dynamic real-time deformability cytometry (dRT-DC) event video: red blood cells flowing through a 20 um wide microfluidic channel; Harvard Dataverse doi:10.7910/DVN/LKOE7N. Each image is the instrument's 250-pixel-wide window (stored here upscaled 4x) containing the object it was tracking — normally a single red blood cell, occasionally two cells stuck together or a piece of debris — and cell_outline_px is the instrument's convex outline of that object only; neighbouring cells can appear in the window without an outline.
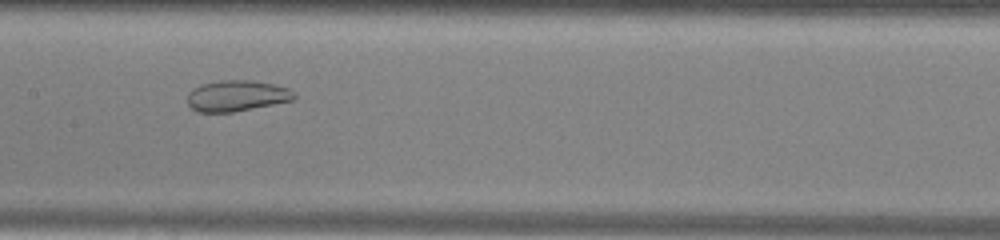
{"species": "common noctule bat (a hibernating species)", "species_latin": "Nyctalus noctula", "temperature_condition": "warm", "stored_images_in_passage": 35, "camera_frame_rate_fps": 3000, "um_per_image_px": 0.085, "animal": {"sex": "male", "body_mass_g": 13.0, "forearm_length_mm": 53.1}, "frame": {"image": 1, "passage_image": 18, "time_ms": 5.667, "image_size_px": [1000, 240], "cell_outline_px": [[296, 100], [232, 112], [196, 112], [188, 104], [188, 92], [192, 88], [200, 84], [220, 80], [256, 80], [276, 84], [288, 88], [296, 92]], "centroid_in_image_um": [20.16, 8.13], "position_along_channel_um": 187.2, "area_um2": 19.65}}
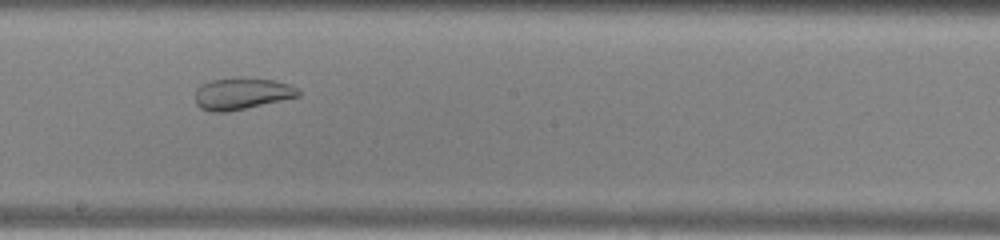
{"frame": {"image": 2, "passage_image": 21, "time_ms": 6.667, "image_size_px": [1000, 240], "cell_outline_px": [[300, 96], [228, 112], [212, 112], [200, 108], [196, 104], [196, 88], [212, 80], [240, 76], [244, 76], [276, 80], [288, 84], [296, 88], [300, 92]], "centroid_in_image_um": [20.55, 7.94], "position_along_channel_um": 227.6, "area_um2": 19.25}}
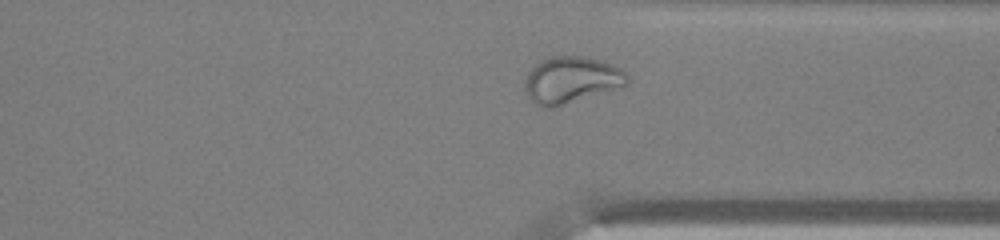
{"frame": {"image": 3, "passage_image": 31, "time_ms": 10.0, "image_size_px": [1000, 240], "cell_outline_px": [[628, 84], [552, 108], [544, 108], [536, 104], [528, 96], [524, 88], [528, 72], [540, 60], [552, 56], [588, 56], [604, 60], [620, 68], [628, 76]], "centroid_in_image_um": [48.55, 6.77], "position_along_channel_um": 362.9, "area_um2": 27.63}, "authors_computed_cell_mechanics": {"area_um2": 24.854, "velocity_mm_per_s": 4.0593, "shape_relaxation_time_tau1_ms": null, "shape_relaxation_time_tau2_ms": 1.0886, "deformation_change_tau1": null, "deformation_change_tau2": 0.0606}}